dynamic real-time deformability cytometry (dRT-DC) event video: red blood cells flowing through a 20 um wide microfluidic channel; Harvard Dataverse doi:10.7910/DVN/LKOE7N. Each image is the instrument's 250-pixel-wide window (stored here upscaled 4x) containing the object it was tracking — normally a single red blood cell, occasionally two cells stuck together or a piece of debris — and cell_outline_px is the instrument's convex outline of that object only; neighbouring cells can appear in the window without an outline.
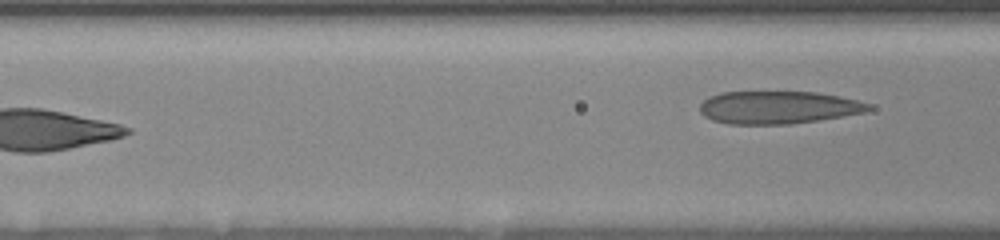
{"species": "human", "species_latin": "Homo sapiens", "temperature_condition": "room temperature", "stored_images_in_passage": 24, "segment_of_instrument_passage": [2, 2], "camera_frame_rate_fps": 3000, "um_per_image_px": 0.085, "donor": {"sex": "female"}, "frame": {"image": 1, "passage_image": 24, "time_ms": 8.667, "image_size_px": [1000, 240], "cell_outline_px": [[872, 108], [864, 112], [816, 120], [788, 124], [728, 124], [712, 120], [704, 116], [700, 112], [700, 104], [708, 96], [720, 92], [816, 92], [840, 96], [856, 100], [868, 104]], "centroid_in_image_um": [66.07, 9.12], "position_along_channel_um": 100.5, "area_um2": 31.96}}